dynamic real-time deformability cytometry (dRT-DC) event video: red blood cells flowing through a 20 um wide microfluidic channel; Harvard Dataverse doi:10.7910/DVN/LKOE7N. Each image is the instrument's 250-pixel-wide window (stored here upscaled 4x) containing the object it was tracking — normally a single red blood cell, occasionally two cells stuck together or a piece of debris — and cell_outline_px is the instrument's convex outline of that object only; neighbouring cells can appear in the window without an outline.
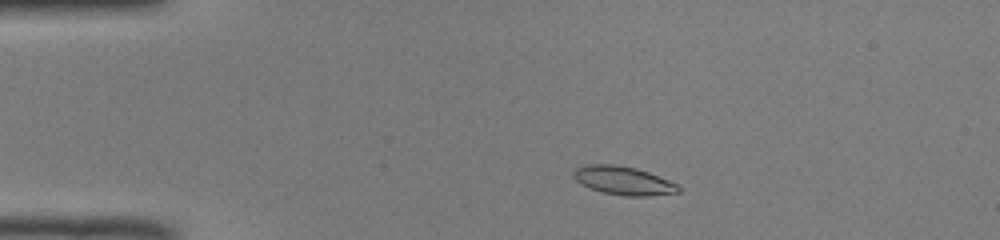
{"species": "common noctule bat (a hibernating species)", "species_latin": "Nyctalus noctula", "temperature_condition": "room temperature", "stored_images_in_passage": 46, "camera_frame_rate_fps": 3000, "um_per_image_px": 0.085, "animal": {"sex": "male", "body_mass_g": 19.0, "forearm_length_mm": 50.8}, "frame": {"image": 1, "passage_image": 5, "time_ms": 1.333, "image_size_px": [1000, 240], "cell_outline_px": [[680, 192], [648, 196], [624, 196], [604, 192], [580, 184], [572, 176], [572, 172], [576, 168], [584, 164], [616, 164], [636, 168], [648, 172], [668, 180], [676, 184], [680, 188]], "centroid_in_image_um": [52.95, 15.34], "position_along_channel_um": 32.0, "area_um2": 17.4}}
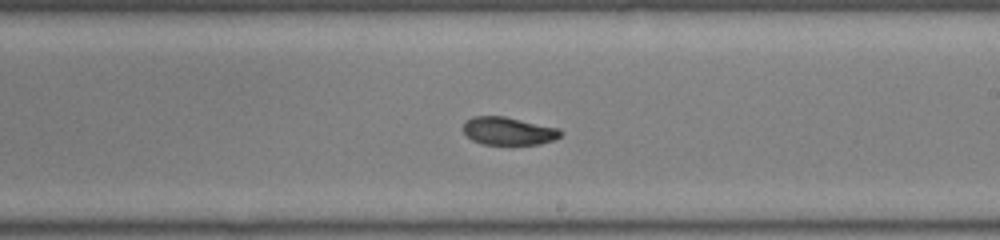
{"frame": {"image": 2, "passage_image": 25, "time_ms": 8.0, "image_size_px": [1000, 240], "cell_outline_px": [[564, 132], [560, 136], [552, 140], [540, 144], [480, 144], [472, 140], [460, 128], [464, 120], [472, 116], [504, 116], [560, 128]], "centroid_in_image_um": [43.17, 11.12], "position_along_channel_um": 245.8, "area_um2": 16.07}}
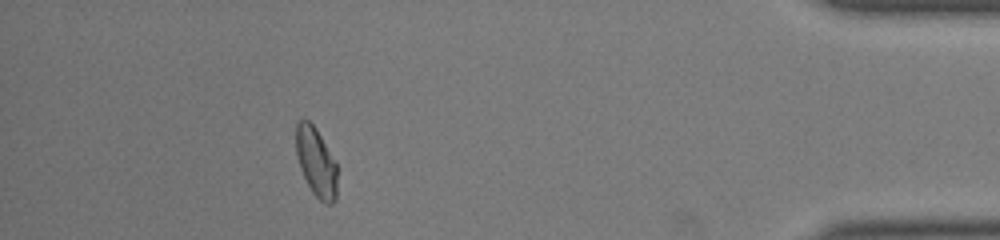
{"frame": {"image": 3, "passage_image": 41, "time_ms": 13.333, "image_size_px": [1000, 240], "cell_outline_px": [[336, 200], [332, 204], [324, 204], [312, 192], [300, 168], [296, 156], [296, 124], [300, 120], [308, 120], [316, 128], [336, 164]], "centroid_in_image_um": [26.86, 13.8], "position_along_channel_um": 408.3, "area_um2": 16.36}, "authors_computed_cell_mechanics": {"area_um2": 16.9932, "velocity_mm_per_s": 3.9876, "shape_relaxation_time_tau1_ms": null, "shape_relaxation_time_tau2_ms": 2.4248, "deformation_change_tau1": null, "deformation_change_tau2": 0.0741}}